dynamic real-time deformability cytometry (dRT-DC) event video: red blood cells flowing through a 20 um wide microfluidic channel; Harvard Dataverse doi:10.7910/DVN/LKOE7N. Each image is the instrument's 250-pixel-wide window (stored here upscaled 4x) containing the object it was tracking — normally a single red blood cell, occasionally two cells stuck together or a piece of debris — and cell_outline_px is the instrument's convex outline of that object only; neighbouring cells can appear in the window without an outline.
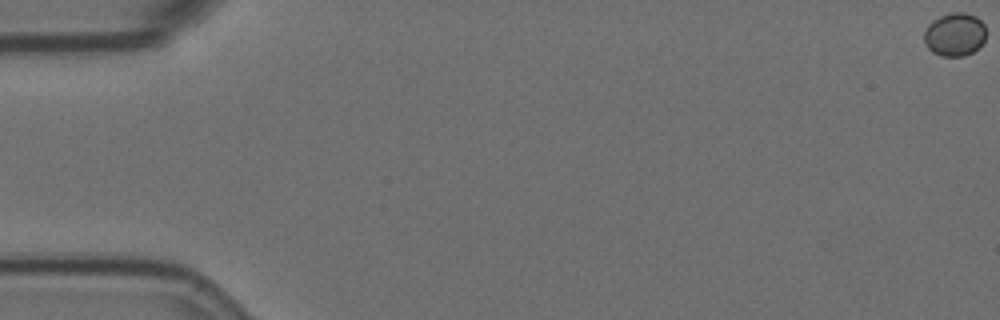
{"species": "Egyptian fruit bat (a non-hibernating species)", "species_latin": "Rousettus aegyptiacus", "temperature_condition": "room temperature", "stored_images_in_passage": 4, "camera_frame_rate_fps": 3000, "um_per_image_px": 0.085, "animal": {"sex": "female"}, "frame": {"image": 1, "passage_image": 1, "time_ms": 0.0, "image_size_px": [1000, 320], "cell_outline_px": [[984, 40], [972, 52], [964, 56], [940, 56], [932, 52], [928, 48], [924, 40], [924, 32], [928, 24], [932, 20], [940, 16], [952, 12], [964, 12], [976, 16], [984, 24]], "centroid_in_image_um": [81.12, 2.92], "position_along_channel_um": 3.9, "area_um2": 15.55}}